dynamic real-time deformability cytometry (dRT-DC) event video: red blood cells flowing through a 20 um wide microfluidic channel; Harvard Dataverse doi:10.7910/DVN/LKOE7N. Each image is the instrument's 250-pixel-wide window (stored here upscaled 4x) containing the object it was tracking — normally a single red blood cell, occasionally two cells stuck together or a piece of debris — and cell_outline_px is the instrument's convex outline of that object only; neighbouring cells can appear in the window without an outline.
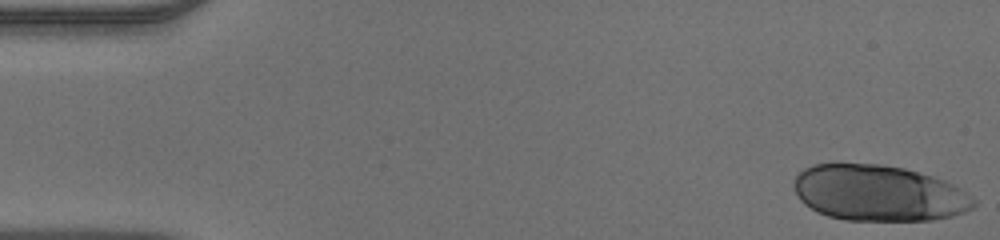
{"species": "human", "species_latin": "Homo sapiens", "temperature_condition": "warm", "stored_images_in_passage": 48, "camera_frame_rate_fps": 3000, "um_per_image_px": 0.085, "donor": {"sex": "male"}, "frame": {"image": 1, "passage_image": 1, "time_ms": 0.0, "image_size_px": [1000, 240], "cell_outline_px": [[976, 204], [972, 208], [964, 212], [952, 216], [932, 220], [844, 220], [828, 216], [816, 212], [804, 204], [800, 200], [792, 184], [796, 176], [804, 168], [812, 164], [880, 164], [904, 168], [932, 176], [944, 180], [960, 188], [972, 196], [976, 200]], "centroid_in_image_um": [74.68, 16.42], "position_along_channel_um": 10.3, "area_um2": 58.78}}
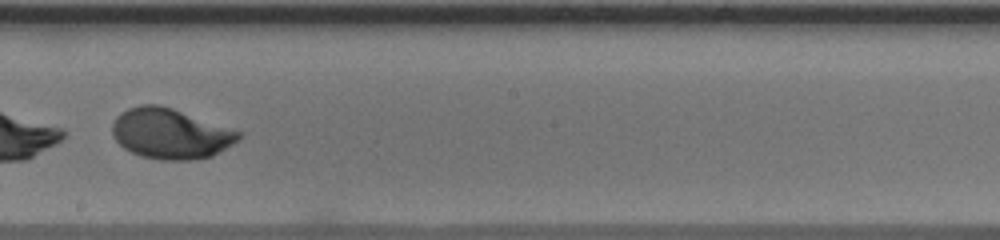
{"frame": {"image": 2, "passage_image": 28, "time_ms": 9.0, "image_size_px": [1000, 240], "cell_outline_px": [[244, 136], [240, 140], [212, 156], [192, 160], [160, 160], [140, 156], [124, 148], [112, 136], [112, 124], [116, 116], [120, 112], [128, 108], [140, 104], [160, 104], [244, 132]], "centroid_in_image_um": [14.51, 11.35], "position_along_channel_um": 233.7, "area_um2": 37.51}}
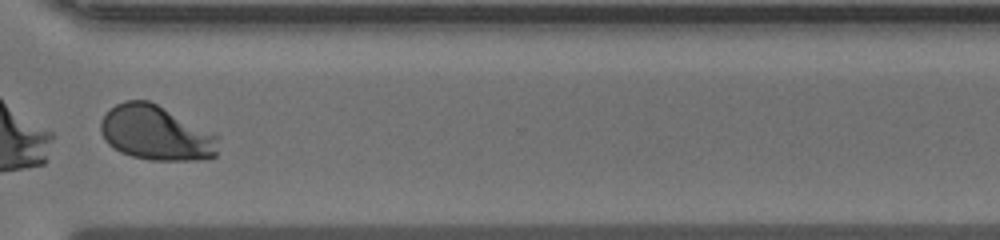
{"frame": {"image": 3, "passage_image": 37, "time_ms": 12.0, "image_size_px": [1000, 240], "cell_outline_px": [[220, 136], [216, 156], [208, 160], [152, 160], [132, 156], [120, 152], [108, 144], [104, 140], [100, 132], [100, 120], [116, 104], [124, 100], [148, 100]], "centroid_in_image_um": [13.27, 11.32], "position_along_channel_um": 357.3, "area_um2": 37.57}}